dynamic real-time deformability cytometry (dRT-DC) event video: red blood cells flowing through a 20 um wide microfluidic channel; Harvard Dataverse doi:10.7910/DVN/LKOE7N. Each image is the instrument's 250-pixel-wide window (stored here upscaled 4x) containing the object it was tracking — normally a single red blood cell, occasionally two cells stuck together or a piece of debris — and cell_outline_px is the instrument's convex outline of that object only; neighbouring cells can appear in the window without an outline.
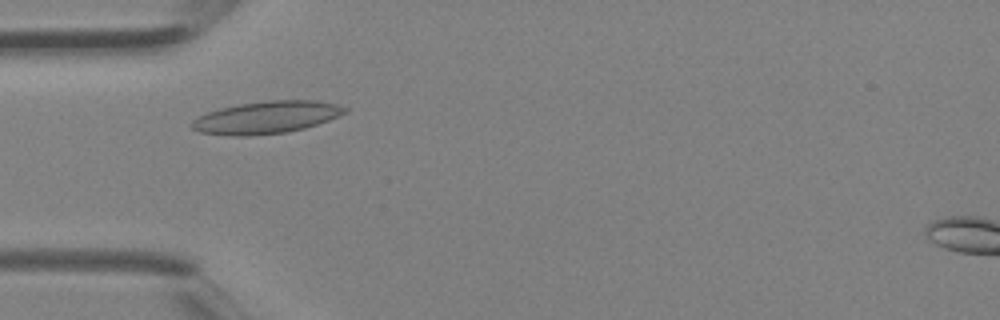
{"species": "Egyptian fruit bat (a non-hibernating species)", "species_latin": "Rousettus aegyptiacus", "temperature_condition": "room temperature", "stored_images_in_passage": 3, "camera_frame_rate_fps": 3000, "um_per_image_px": 0.085, "animal": {"sex": "female"}, "frame": {"image": 1, "passage_image": 2, "time_ms": 0.333, "image_size_px": [1000, 320], "cell_outline_px": [[348, 112], [328, 120], [304, 128], [288, 132], [248, 136], [228, 136], [200, 132], [192, 128], [192, 120], [208, 112], [220, 108], [240, 104], [268, 100], [316, 100], [336, 104], [348, 108]], "centroid_in_image_um": [22.66, 9.98], "position_along_channel_um": 62.3, "area_um2": 28.78}}
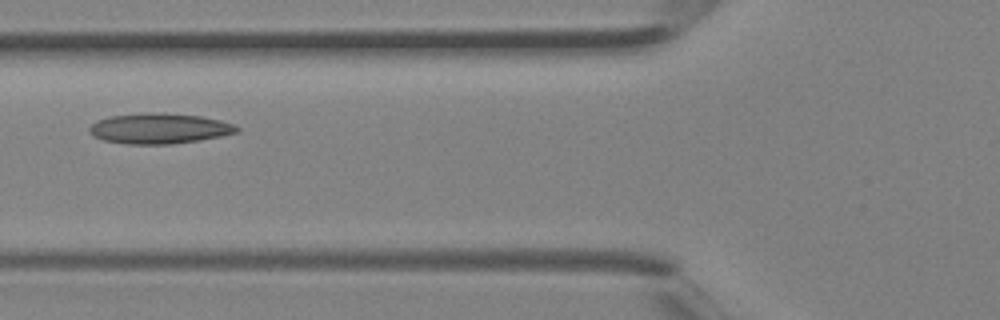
{"frame": {"image": 2, "passage_image": 3, "time_ms": 0.667, "image_size_px": [1000, 320], "cell_outline_px": [[240, 132], [200, 140], [172, 144], [128, 144], [104, 140], [92, 136], [88, 132], [88, 128], [96, 120], [108, 116], [148, 112], [160, 112], [200, 116], [220, 120], [232, 124], [240, 128]], "centroid_in_image_um": [13.51, 10.91], "position_along_channel_um": 112.3, "area_um2": 26.36}}